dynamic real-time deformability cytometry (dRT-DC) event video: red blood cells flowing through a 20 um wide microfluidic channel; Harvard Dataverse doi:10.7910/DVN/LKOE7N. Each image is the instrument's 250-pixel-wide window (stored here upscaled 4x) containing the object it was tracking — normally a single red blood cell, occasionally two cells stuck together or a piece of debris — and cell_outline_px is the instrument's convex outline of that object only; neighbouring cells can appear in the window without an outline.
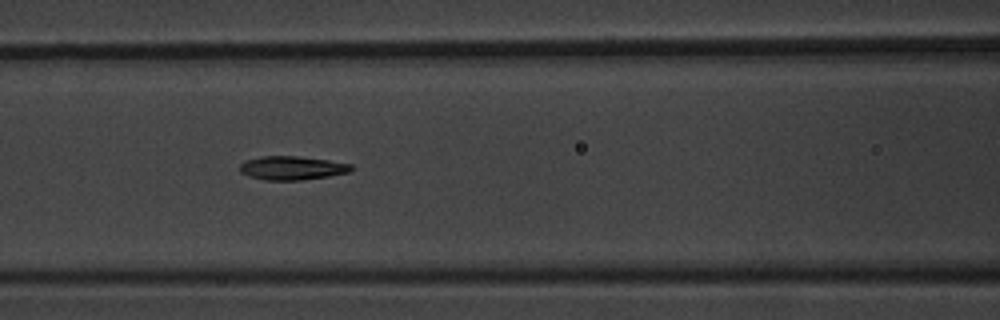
{"species": "common noctule bat (a hibernating species)", "species_latin": "Nyctalus noctula", "temperature_condition": "warm", "stored_images_in_passage": 8, "camera_frame_rate_fps": 3000, "um_per_image_px": 0.085, "animal": {"sex": "male", "body_mass_g": 20.1, "forearm_length_mm": 53.5}, "frame": {"image": 1, "passage_image": 4, "time_ms": 3.333, "image_size_px": [1000, 320], "cell_outline_px": [[352, 172], [328, 176], [300, 180], [264, 180], [248, 176], [240, 172], [240, 164], [248, 160], [260, 156], [296, 156], [328, 160], [352, 164]], "centroid_in_image_um": [24.83, 14.28], "position_along_channel_um": 141.8, "area_um2": 15.37}}
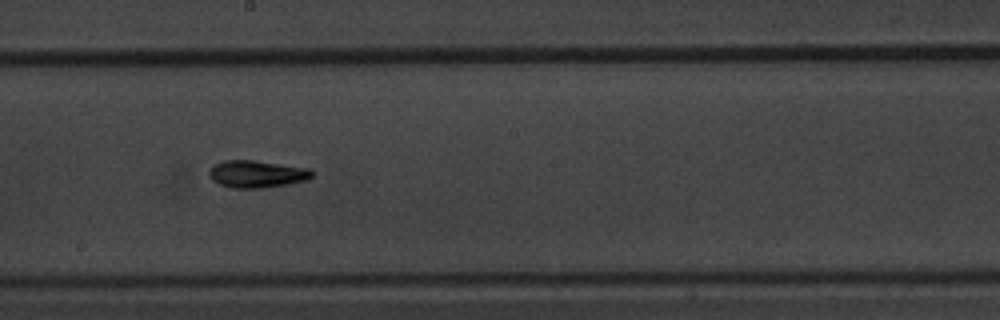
{"frame": {"image": 2, "passage_image": 6, "time_ms": 5.667, "image_size_px": [1000, 320], "cell_outline_px": [[312, 176], [308, 180], [288, 184], [260, 188], [232, 188], [220, 184], [212, 180], [208, 176], [208, 172], [216, 164], [224, 160], [252, 160], [312, 168]], "centroid_in_image_um": [21.85, 14.79], "position_along_channel_um": 226.3, "area_um2": 16.36}}
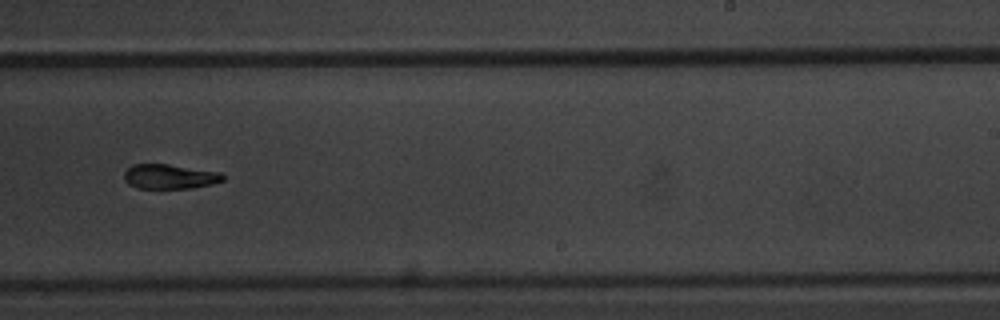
{"frame": {"image": 3, "passage_image": 7, "time_ms": 7.0, "image_size_px": [1000, 320], "cell_outline_px": [[224, 180], [212, 184], [192, 188], [136, 188], [128, 184], [124, 180], [124, 172], [132, 164], [168, 164], [220, 172], [224, 176]], "centroid_in_image_um": [14.4, 15.01], "position_along_channel_um": 274.6, "area_um2": 14.22}}